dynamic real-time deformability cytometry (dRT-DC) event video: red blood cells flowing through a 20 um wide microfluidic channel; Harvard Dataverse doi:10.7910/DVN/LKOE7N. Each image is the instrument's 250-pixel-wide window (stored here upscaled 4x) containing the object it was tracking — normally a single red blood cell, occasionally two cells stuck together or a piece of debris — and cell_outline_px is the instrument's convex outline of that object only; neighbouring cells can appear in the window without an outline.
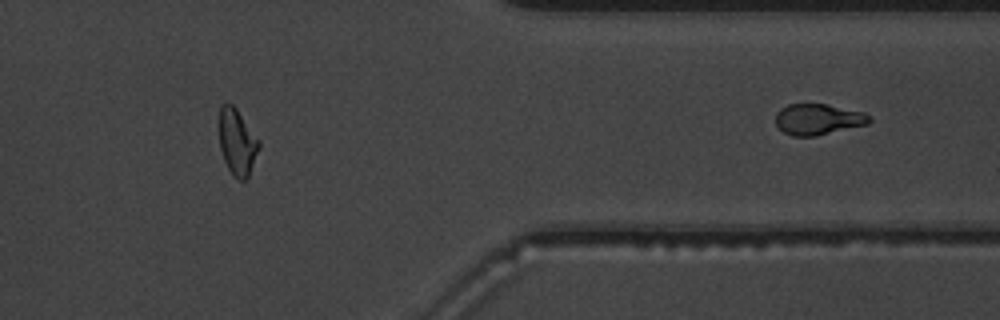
{"species": "common noctule bat (a hibernating species)", "species_latin": "Nyctalus noctula", "temperature_condition": "warm", "stored_images_in_passage": 44, "segment_of_instrument_passage": [2, 2], "camera_frame_rate_fps": 3000, "um_per_image_px": 0.085, "animal": {"sex": "male", "body_mass_g": 19.5, "forearm_length_mm": 54.6}, "frame": {"image": 1, "passage_image": 44, "time_ms": 14.333, "image_size_px": [1000, 320], "cell_outline_px": [[872, 120], [868, 124], [816, 136], [792, 136], [784, 132], [776, 124], [776, 112], [780, 108], [788, 104], [828, 104], [864, 112], [872, 116]], "centroid_in_image_um": [69.56, 10.13], "position_along_channel_um": 341.8, "area_um2": 17.05}}